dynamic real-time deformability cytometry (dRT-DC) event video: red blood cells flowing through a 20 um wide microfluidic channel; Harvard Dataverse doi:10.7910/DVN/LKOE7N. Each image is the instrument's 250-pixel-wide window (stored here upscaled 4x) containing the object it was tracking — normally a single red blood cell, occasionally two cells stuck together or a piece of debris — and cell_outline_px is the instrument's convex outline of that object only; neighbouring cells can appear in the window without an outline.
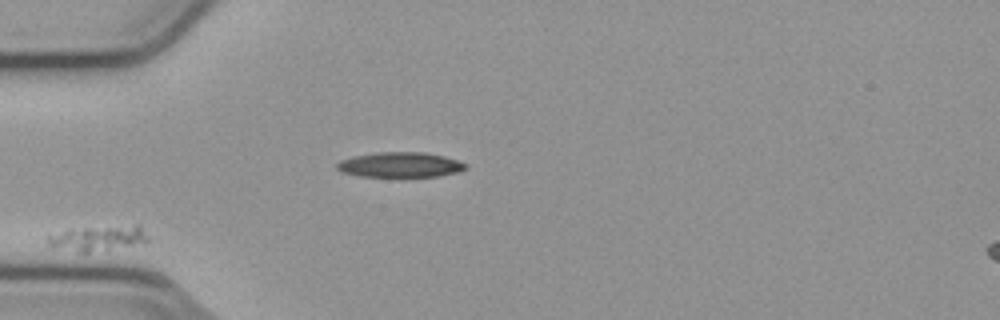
{"species": "common noctule bat (a hibernating species)", "species_latin": "Nyctalus noctula", "temperature_condition": "cold", "stored_images_in_passage": 40, "camera_frame_rate_fps": 3000, "um_per_image_px": 0.085, "animal": {"sex": "male", "body_mass_g": 23.1, "forearm_length_mm": 52.7}, "frame": {"image": 1, "passage_image": 1, "time_ms": 0.0, "image_size_px": [1000, 320], "cell_outline_px": [[148, 240], [88, 252], [80, 252], [48, 244], [48, 236], [68, 228], [136, 224], [140, 224], [148, 236]], "centroid_in_image_um": [8.31, 20.17], "position_along_channel_um": 76.7, "area_um2": 14.22}}
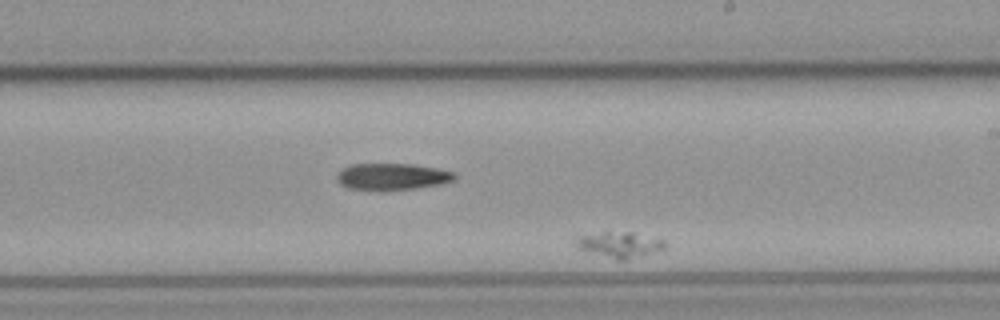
{"frame": {"image": 2, "passage_image": 18, "time_ms": 5.667, "image_size_px": [1000, 320], "cell_outline_px": [[668, 244], [664, 248], [640, 256], [624, 260], [616, 260], [576, 248], [572, 244], [572, 240], [576, 236], [604, 232], [632, 232], [664, 240]], "centroid_in_image_um": [52.58, 20.79], "position_along_channel_um": 236.4, "area_um2": 13.47}}
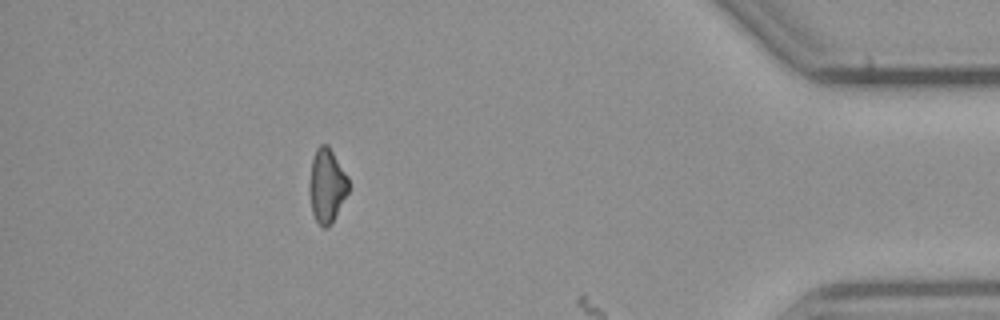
{"frame": {"image": 3, "passage_image": 34, "time_ms": 11.0, "image_size_px": [1000, 320], "cell_outline_px": [[348, 192], [328, 228], [324, 228], [316, 220], [312, 212], [308, 188], [312, 160], [316, 148], [320, 144], [328, 144], [348, 176]], "centroid_in_image_um": [27.76, 15.74], "position_along_channel_um": 407.4, "area_um2": 16.76}}